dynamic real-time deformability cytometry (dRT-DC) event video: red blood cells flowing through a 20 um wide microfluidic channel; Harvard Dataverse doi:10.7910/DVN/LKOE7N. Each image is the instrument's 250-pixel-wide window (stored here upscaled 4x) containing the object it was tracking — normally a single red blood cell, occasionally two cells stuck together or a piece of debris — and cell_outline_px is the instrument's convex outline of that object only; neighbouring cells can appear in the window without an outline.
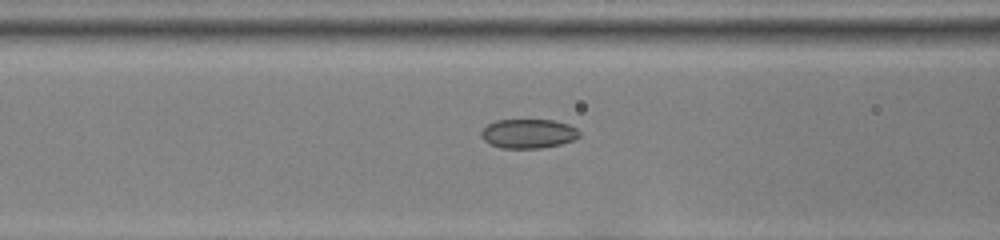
{"species": "common noctule bat (a hibernating species)", "species_latin": "Nyctalus noctula", "temperature_condition": "room temperature", "stored_images_in_passage": 33, "camera_frame_rate_fps": 3000, "um_per_image_px": 0.085, "animal": {"sex": "female", "body_mass_g": 22.0, "forearm_length_mm": 56.7}, "frame": {"image": 1, "passage_image": 8, "time_ms": 2.333, "image_size_px": [1000, 240], "cell_outline_px": [[580, 136], [572, 140], [560, 144], [540, 148], [500, 148], [484, 140], [480, 136], [480, 132], [488, 124], [496, 120], [552, 120], [568, 124], [576, 128], [580, 132]], "centroid_in_image_um": [44.9, 11.35], "position_along_channel_um": 121.7, "area_um2": 16.65}}
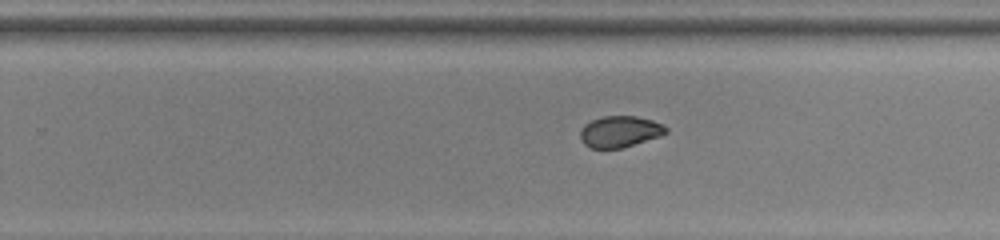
{"frame": {"image": 2, "passage_image": 20, "time_ms": 6.333, "image_size_px": [1000, 240], "cell_outline_px": [[668, 132], [660, 136], [620, 148], [592, 148], [584, 144], [580, 136], [580, 128], [584, 124], [592, 120], [604, 116], [636, 116], [652, 120], [664, 124], [668, 128]], "centroid_in_image_um": [52.69, 11.17], "position_along_channel_um": 277.1, "area_um2": 15.61}}
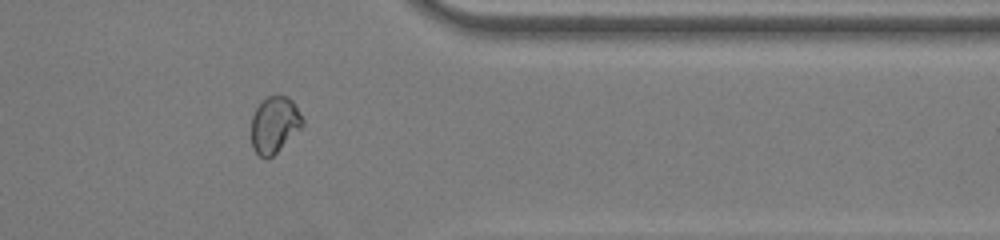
{"frame": {"image": 3, "passage_image": 29, "time_ms": 9.333, "image_size_px": [1000, 240], "cell_outline_px": [[304, 124], [268, 160], [264, 160], [252, 148], [252, 116], [256, 108], [268, 96], [288, 96], [292, 100], [304, 120]], "centroid_in_image_um": [23.32, 10.61], "position_along_channel_um": 388.1, "area_um2": 16.59}}